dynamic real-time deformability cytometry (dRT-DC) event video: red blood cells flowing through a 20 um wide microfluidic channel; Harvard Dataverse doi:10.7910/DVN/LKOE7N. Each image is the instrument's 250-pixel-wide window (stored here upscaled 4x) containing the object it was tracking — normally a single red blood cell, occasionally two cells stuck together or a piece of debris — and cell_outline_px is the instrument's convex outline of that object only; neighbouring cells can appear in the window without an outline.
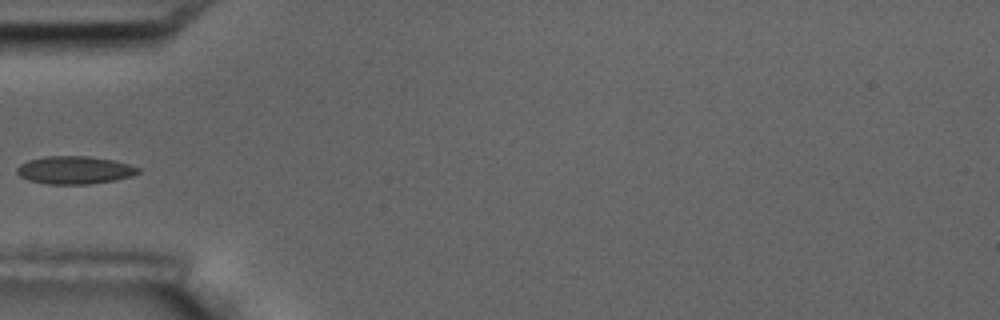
{"species": "common noctule bat (a hibernating species)", "species_latin": "Nyctalus noctula", "temperature_condition": "room temperature", "stored_images_in_passage": 8, "camera_frame_rate_fps": 3000, "um_per_image_px": 0.085, "animal": {"sex": "male", "body_mass_g": 17.5, "forearm_length_mm": 52.3}, "frame": {"image": 1, "passage_image": 7, "time_ms": 6.667, "image_size_px": [1000, 320], "cell_outline_px": [[140, 172], [132, 176], [116, 180], [88, 184], [48, 184], [28, 180], [20, 176], [16, 172], [16, 168], [20, 164], [28, 160], [44, 156], [88, 156], [116, 160], [140, 168]], "centroid_in_image_um": [6.35, 14.45], "position_along_channel_um": 78.7, "area_um2": 19.83}}